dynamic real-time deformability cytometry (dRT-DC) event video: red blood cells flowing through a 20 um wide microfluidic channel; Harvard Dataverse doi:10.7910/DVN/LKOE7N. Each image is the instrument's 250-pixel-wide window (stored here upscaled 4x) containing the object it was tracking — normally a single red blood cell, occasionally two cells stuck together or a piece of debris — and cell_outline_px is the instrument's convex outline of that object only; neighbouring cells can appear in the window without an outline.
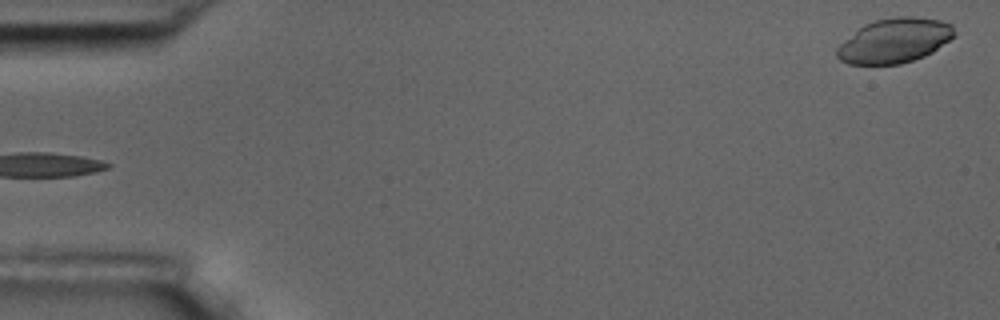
{"species": "common noctule bat (a hibernating species)", "species_latin": "Nyctalus noctula", "temperature_condition": "room temperature", "stored_images_in_passage": 5, "camera_frame_rate_fps": 3000, "um_per_image_px": 0.085, "animal": {"sex": "male", "body_mass_g": 17.5, "forearm_length_mm": 52.3}, "frame": {"image": 1, "passage_image": 5, "time_ms": 4.667, "image_size_px": [1000, 320], "cell_outline_px": [[956, 36], [932, 52], [924, 56], [900, 64], [848, 64], [840, 60], [836, 56], [836, 48], [844, 40], [864, 24], [876, 20], [896, 16], [912, 16], [940, 20], [952, 24], [956, 32]], "centroid_in_image_um": [76.05, 3.45], "position_along_channel_um": 8.9, "area_um2": 30.58}}